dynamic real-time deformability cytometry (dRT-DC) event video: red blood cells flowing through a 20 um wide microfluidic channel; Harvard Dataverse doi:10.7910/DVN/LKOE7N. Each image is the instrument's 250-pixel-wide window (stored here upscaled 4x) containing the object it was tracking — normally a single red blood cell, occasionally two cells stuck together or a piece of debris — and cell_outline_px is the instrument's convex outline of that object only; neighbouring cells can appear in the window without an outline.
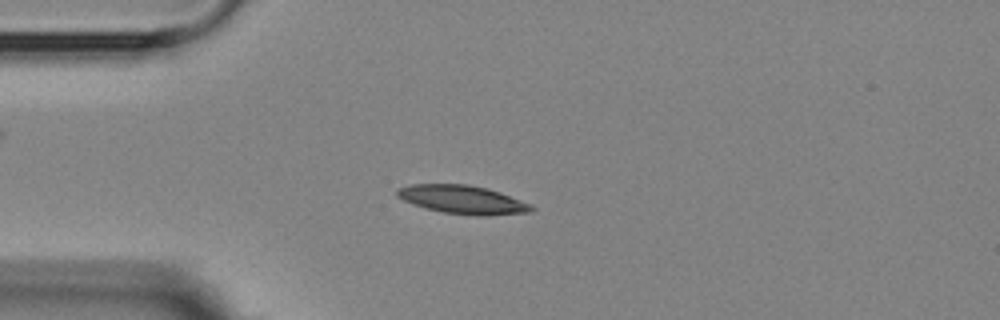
{"species": "Egyptian fruit bat (a non-hibernating species)", "species_latin": "Rousettus aegyptiacus", "temperature_condition": "room temperature", "stored_images_in_passage": 8, "camera_frame_rate_fps": 3000, "um_per_image_px": 0.085, "animal": {"sex": "female"}, "frame": {"image": 1, "passage_image": 3, "time_ms": 2.333, "image_size_px": [1000, 320], "cell_outline_px": [[536, 208], [532, 212], [484, 216], [480, 216], [444, 212], [424, 208], [412, 204], [396, 196], [396, 192], [400, 188], [412, 184], [468, 184], [488, 188], [500, 192], [532, 204]], "centroid_in_image_um": [39.37, 16.97], "position_along_channel_um": 45.6, "area_um2": 22.37}}
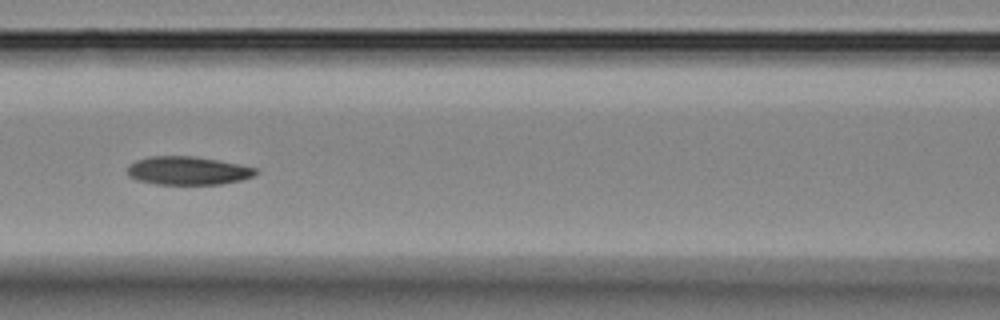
{"frame": {"image": 2, "passage_image": 6, "time_ms": 5.667, "image_size_px": [1000, 320], "cell_outline_px": [[260, 172], [252, 176], [240, 180], [220, 184], [156, 184], [136, 180], [128, 176], [128, 164], [136, 160], [148, 156], [196, 156], [240, 164], [256, 168]], "centroid_in_image_um": [15.95, 14.5], "position_along_channel_um": 150.7, "area_um2": 21.33}}
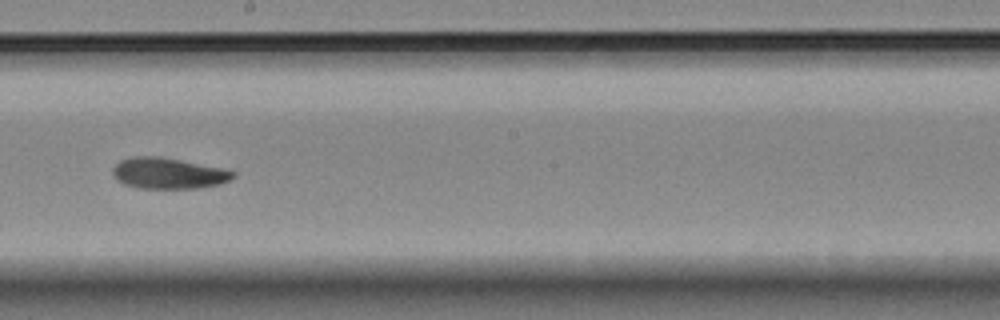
{"frame": {"image": 3, "passage_image": 8, "time_ms": 8.0, "image_size_px": [1000, 320], "cell_outline_px": [[236, 176], [220, 184], [200, 188], [136, 188], [124, 184], [116, 180], [112, 176], [112, 168], [120, 160], [132, 156], [160, 156], [220, 168], [236, 172]], "centroid_in_image_um": [14.25, 14.73], "position_along_channel_um": 233.9, "area_um2": 21.79}}